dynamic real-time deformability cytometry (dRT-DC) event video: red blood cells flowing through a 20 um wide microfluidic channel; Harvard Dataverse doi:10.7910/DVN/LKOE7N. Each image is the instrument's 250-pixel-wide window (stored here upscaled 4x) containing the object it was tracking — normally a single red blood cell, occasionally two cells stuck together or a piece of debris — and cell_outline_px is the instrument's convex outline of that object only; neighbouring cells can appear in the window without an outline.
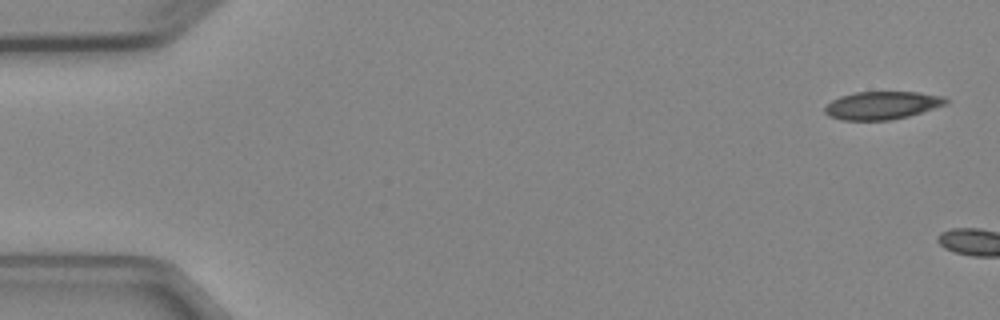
{"species": "Egyptian fruit bat (a non-hibernating species)", "species_latin": "Rousettus aegyptiacus", "temperature_condition": "cold", "stored_images_in_passage": 6, "segment_of_instrument_passage": [2, 2], "camera_frame_rate_fps": 3000, "um_per_image_px": 0.085, "animal": {"sex": "female"}, "frame": {"image": 1, "passage_image": 6, "time_ms": 6.0, "image_size_px": [1000, 320], "cell_outline_px": [[948, 104], [908, 116], [888, 120], [840, 120], [828, 116], [824, 112], [824, 108], [832, 100], [840, 96], [856, 92], [916, 92], [944, 96], [948, 100]], "centroid_in_image_um": [74.96, 8.95], "position_along_channel_um": 10.0, "area_um2": 19.71}}